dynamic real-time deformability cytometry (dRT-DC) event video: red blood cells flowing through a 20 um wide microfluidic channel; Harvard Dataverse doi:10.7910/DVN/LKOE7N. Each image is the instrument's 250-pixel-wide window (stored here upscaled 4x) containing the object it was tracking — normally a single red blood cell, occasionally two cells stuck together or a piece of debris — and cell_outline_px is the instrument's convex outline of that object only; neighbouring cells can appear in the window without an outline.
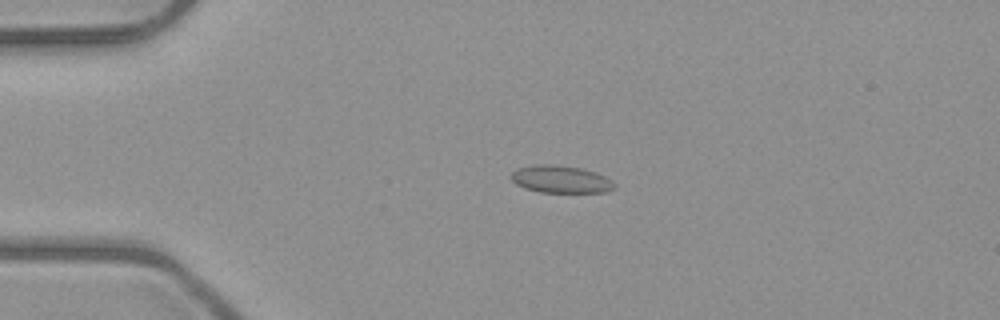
{"species": "common noctule bat (a hibernating species)", "species_latin": "Nyctalus noctula", "temperature_condition": "room temperature", "stored_images_in_passage": 4, "camera_frame_rate_fps": 3000, "um_per_image_px": 0.085, "animal": {"sex": "male", "body_mass_g": 23.1, "forearm_length_mm": 52.7}, "frame": {"image": 1, "passage_image": 3, "time_ms": 3.333, "image_size_px": [1000, 320], "cell_outline_px": [[616, 188], [604, 192], [540, 192], [524, 188], [516, 184], [508, 176], [516, 168], [532, 164], [552, 164], [580, 168], [596, 172], [612, 180], [616, 184]], "centroid_in_image_um": [47.63, 15.23], "position_along_channel_um": 37.4, "area_um2": 16.7}}